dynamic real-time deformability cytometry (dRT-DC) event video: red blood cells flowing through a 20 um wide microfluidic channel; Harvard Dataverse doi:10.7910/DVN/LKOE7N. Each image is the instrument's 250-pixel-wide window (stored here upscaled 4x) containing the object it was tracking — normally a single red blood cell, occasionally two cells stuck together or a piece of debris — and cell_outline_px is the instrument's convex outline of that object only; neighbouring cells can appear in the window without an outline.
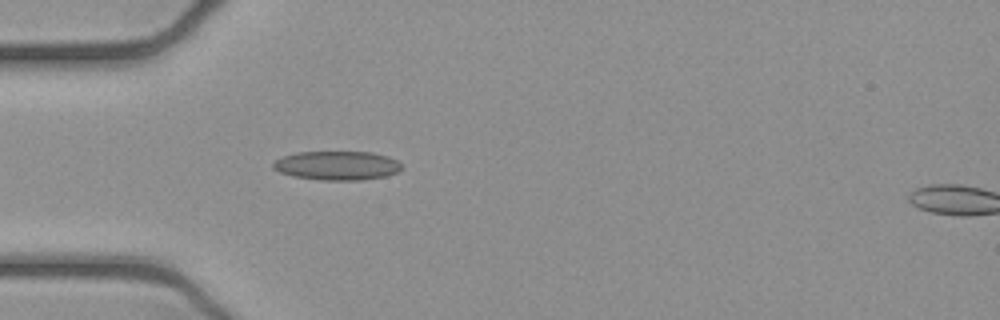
{"species": "common noctule bat (a hibernating species)", "species_latin": "Nyctalus noctula", "temperature_condition": "cold", "stored_images_in_passage": 38, "camera_frame_rate_fps": 3000, "um_per_image_px": 0.085, "animal": {"sex": "female", "body_mass_g": 21.9}, "frame": {"image": 1, "passage_image": 1, "time_ms": 0.0, "image_size_px": [1000, 320], "cell_outline_px": [[404, 168], [396, 172], [384, 176], [360, 180], [320, 180], [292, 176], [280, 172], [272, 168], [272, 164], [276, 160], [284, 156], [296, 152], [372, 152], [388, 156], [400, 160]], "centroid_in_image_um": [28.68, 14.07], "position_along_channel_um": 56.3, "area_um2": 21.85}}
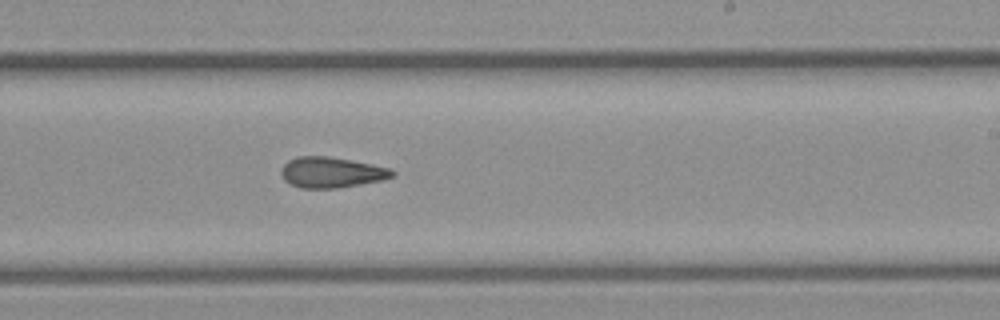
{"frame": {"image": 2, "passage_image": 17, "time_ms": 5.333, "image_size_px": [1000, 320], "cell_outline_px": [[396, 172], [392, 176], [380, 180], [360, 184], [336, 188], [300, 188], [284, 180], [280, 172], [280, 168], [288, 160], [296, 156], [328, 156], [352, 160], [392, 168]], "centroid_in_image_um": [28.15, 14.64], "position_along_channel_um": 260.9, "area_um2": 19.88}}
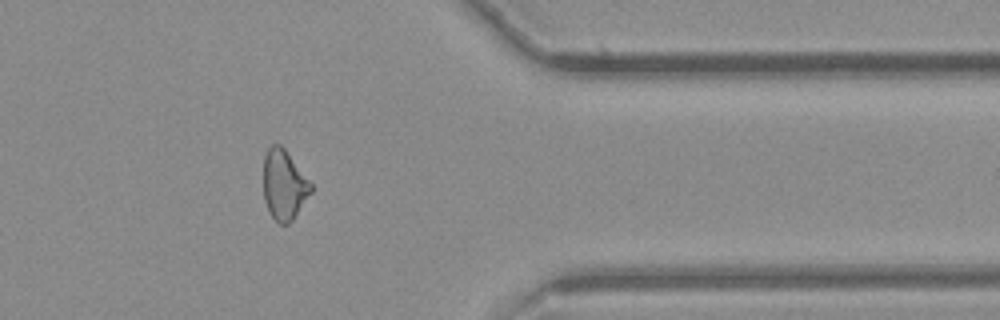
{"frame": {"image": 3, "passage_image": 28, "time_ms": 9.0, "image_size_px": [1000, 320], "cell_outline_px": [[312, 192], [292, 220], [288, 224], [280, 224], [272, 216], [264, 200], [264, 156], [268, 148], [272, 144], [280, 144], [284, 148], [312, 184]], "centroid_in_image_um": [24.14, 15.71], "position_along_channel_um": 387.3, "area_um2": 19.13}, "authors_computed_cell_mechanics": {"area_um2": 20.0855, "velocity_mm_per_s": 3.9054, "shape_relaxation_time_tau1_ms": null, "shape_relaxation_time_tau2_ms": 8.8493, "deformation_change_tau1": null, "deformation_change_tau2": 0.1759}}